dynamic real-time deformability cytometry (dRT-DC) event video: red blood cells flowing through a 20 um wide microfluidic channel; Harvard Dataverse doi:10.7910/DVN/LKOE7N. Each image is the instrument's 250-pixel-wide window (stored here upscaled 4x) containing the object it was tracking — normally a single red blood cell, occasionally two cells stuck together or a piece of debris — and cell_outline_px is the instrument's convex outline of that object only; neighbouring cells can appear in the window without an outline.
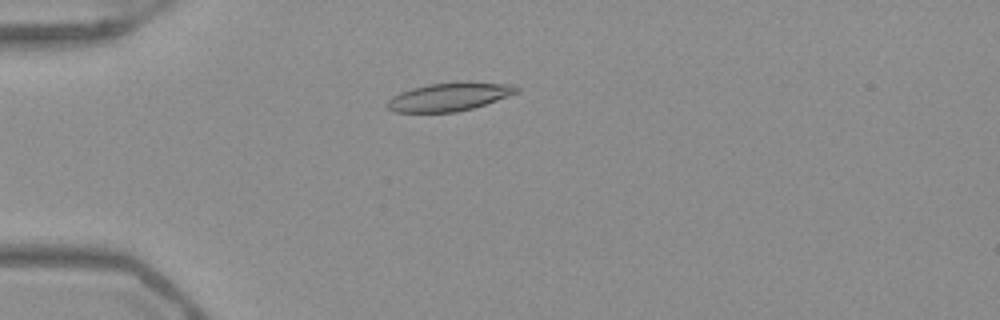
{"species": "Egyptian fruit bat (a non-hibernating species)", "species_latin": "Rousettus aegyptiacus", "temperature_condition": "warm", "stored_images_in_passage": 53, "camera_frame_rate_fps": 3000, "um_per_image_px": 0.085, "frame": {"image": 1, "passage_image": 15, "time_ms": 4.667, "image_size_px": [1000, 320], "cell_outline_px": [[520, 92], [472, 108], [456, 112], [392, 112], [384, 104], [392, 96], [400, 92], [412, 88], [428, 84], [464, 80], [516, 84], [520, 88]], "centroid_in_image_um": [38.22, 8.19], "position_along_channel_um": 46.8, "area_um2": 21.85}}
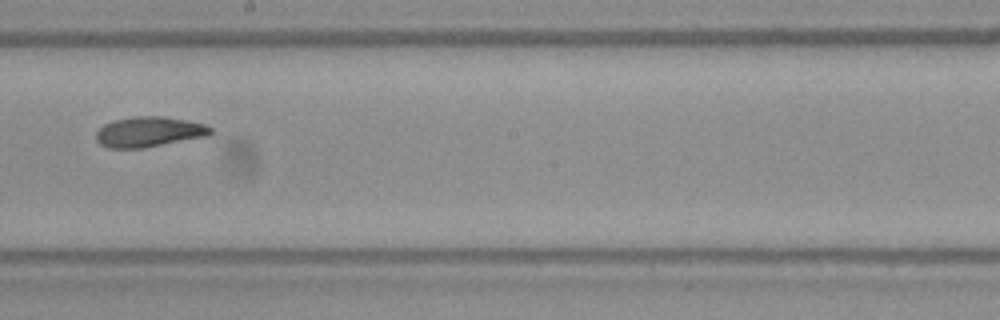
{"frame": {"image": 2, "passage_image": 31, "time_ms": 10.0, "image_size_px": [1000, 320], "cell_outline_px": [[212, 132], [208, 136], [144, 148], [108, 148], [100, 144], [96, 140], [96, 132], [104, 124], [112, 120], [132, 116], [160, 116], [184, 120], [204, 124], [212, 128]], "centroid_in_image_um": [12.64, 11.21], "position_along_channel_um": 235.6, "area_um2": 20.23}}
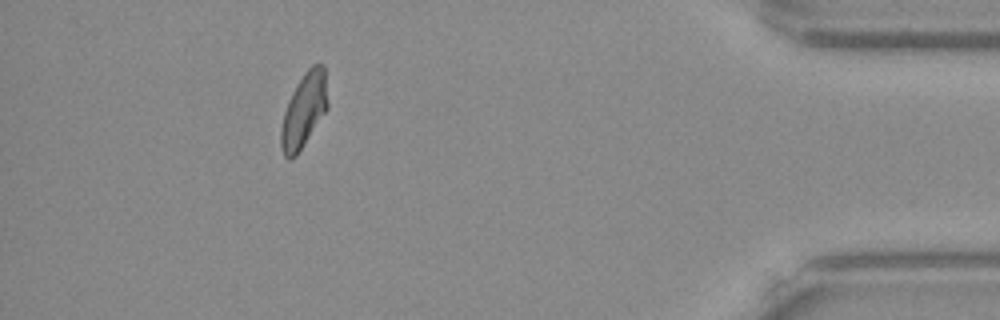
{"frame": {"image": 3, "passage_image": 48, "time_ms": 15.667, "image_size_px": [1000, 320], "cell_outline_px": [[328, 108], [296, 156], [292, 160], [288, 160], [284, 156], [280, 148], [280, 128], [284, 112], [288, 100], [296, 84], [304, 72], [312, 64], [324, 64], [328, 100]], "centroid_in_image_um": [25.82, 9.39], "position_along_channel_um": 409.4, "area_um2": 20.46}, "authors_computed_cell_mechanics": {"area_um2": 20.6346, "velocity_mm_per_s": 3.9451, "shape_relaxation_time_tau1_ms": null, "shape_relaxation_time_tau2_ms": 3.5863, "deformation_change_tau1": null, "deformation_change_tau2": 0.0882}}